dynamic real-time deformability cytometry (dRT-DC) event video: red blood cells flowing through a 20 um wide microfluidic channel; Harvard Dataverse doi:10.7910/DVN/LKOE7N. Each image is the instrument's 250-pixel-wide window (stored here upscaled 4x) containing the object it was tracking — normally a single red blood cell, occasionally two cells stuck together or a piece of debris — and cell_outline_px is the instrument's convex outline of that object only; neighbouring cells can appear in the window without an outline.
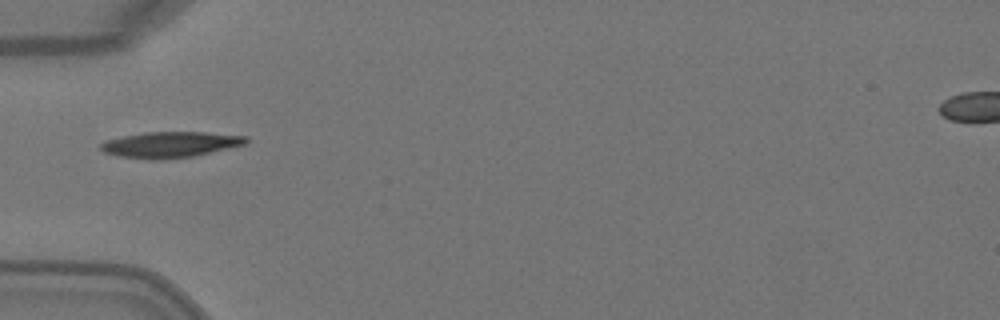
{"species": "Egyptian fruit bat (a non-hibernating species)", "species_latin": "Rousettus aegyptiacus", "temperature_condition": "warm", "stored_images_in_passage": 1, "camera_frame_rate_fps": 3000, "um_per_image_px": 0.085, "animal": {"sex": "female"}, "frame": {"image": 1, "passage_image": 1, "time_ms": 0.0, "image_size_px": [1000, 320], "cell_outline_px": [[248, 140], [244, 144], [192, 156], [120, 156], [104, 152], [100, 148], [100, 144], [108, 140], [124, 136], [144, 132], [208, 132], [248, 136]], "centroid_in_image_um": [14.53, 12.22], "position_along_channel_um": 70.5, "area_um2": 20.46}}